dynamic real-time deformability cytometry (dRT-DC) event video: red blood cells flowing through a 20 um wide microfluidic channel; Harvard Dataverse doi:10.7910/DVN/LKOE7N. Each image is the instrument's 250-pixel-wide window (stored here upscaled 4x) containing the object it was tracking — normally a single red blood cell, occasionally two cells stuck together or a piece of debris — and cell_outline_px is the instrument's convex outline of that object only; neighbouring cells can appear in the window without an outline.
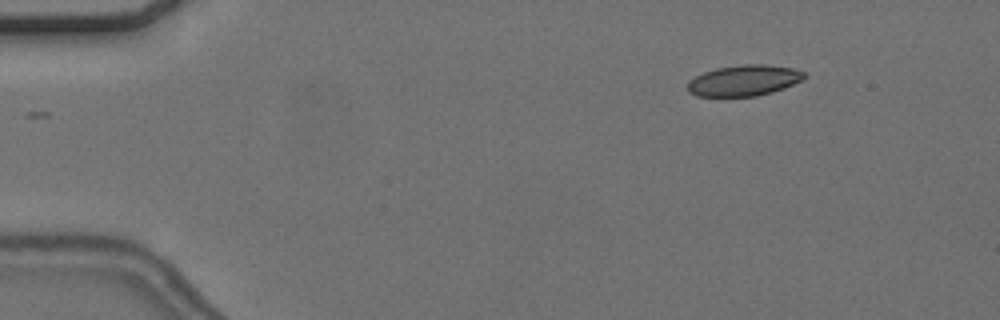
{"species": "common noctule bat (a hibernating species)", "species_latin": "Nyctalus noctula", "temperature_condition": "cold", "stored_images_in_passage": 4, "camera_frame_rate_fps": 3000, "um_per_image_px": 0.085, "animal": {"sex": "female", "body_mass_g": 24.6, "forearm_length_mm": 56.2}, "frame": {"image": 1, "passage_image": 1, "time_ms": 0.0, "image_size_px": [1000, 320], "cell_outline_px": [[808, 76], [784, 88], [772, 92], [756, 96], [696, 96], [688, 92], [688, 80], [704, 72], [716, 68], [744, 64], [768, 64], [792, 68], [804, 72]], "centroid_in_image_um": [63.23, 6.83], "position_along_channel_um": 21.8, "area_um2": 20.98}}